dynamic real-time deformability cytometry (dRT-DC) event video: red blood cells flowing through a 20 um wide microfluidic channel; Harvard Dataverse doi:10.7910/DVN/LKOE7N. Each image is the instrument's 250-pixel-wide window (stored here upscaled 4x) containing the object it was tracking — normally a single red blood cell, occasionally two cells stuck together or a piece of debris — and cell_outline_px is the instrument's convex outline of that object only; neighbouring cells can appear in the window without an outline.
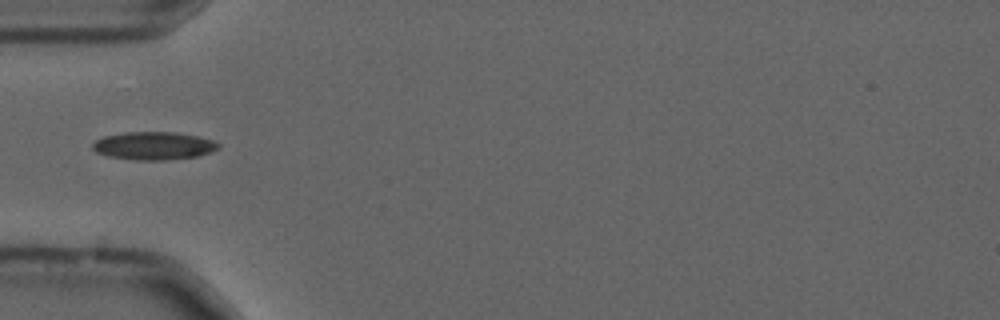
{"species": "common noctule bat (a hibernating species)", "species_latin": "Nyctalus noctula", "temperature_condition": "cold", "stored_images_in_passage": 38, "camera_frame_rate_fps": 3000, "um_per_image_px": 0.085, "animal": {"sex": "male", "forearm_length_mm": 52.5}, "frame": {"image": 1, "passage_image": 1, "time_ms": 0.0, "image_size_px": [1000, 320], "cell_outline_px": [[220, 148], [196, 156], [164, 160], [136, 160], [108, 156], [96, 152], [92, 148], [92, 144], [96, 140], [104, 136], [124, 132], [176, 132], [196, 136], [212, 140], [220, 144]], "centroid_in_image_um": [13.03, 12.38], "position_along_channel_um": 72.0, "area_um2": 20.35}}
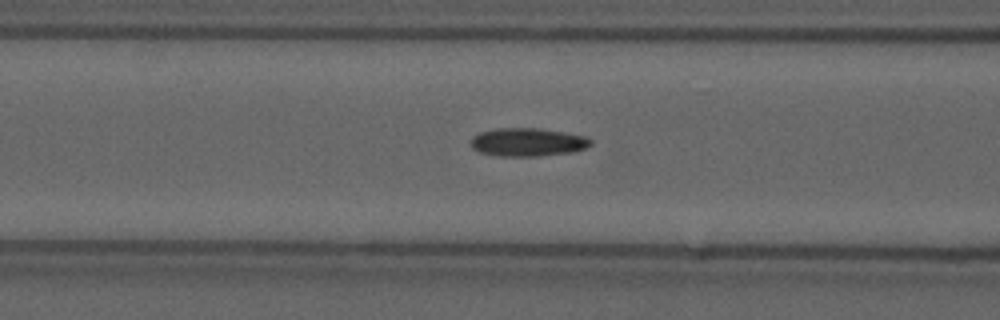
{"frame": {"image": 2, "passage_image": 5, "time_ms": 1.333, "image_size_px": [1000, 320], "cell_outline_px": [[592, 144], [584, 148], [572, 152], [536, 156], [500, 156], [480, 152], [472, 148], [472, 136], [480, 132], [496, 128], [540, 128], [564, 132], [584, 136], [592, 140]], "centroid_in_image_um": [44.85, 12.07], "position_along_channel_um": 121.8, "area_um2": 19.65}}